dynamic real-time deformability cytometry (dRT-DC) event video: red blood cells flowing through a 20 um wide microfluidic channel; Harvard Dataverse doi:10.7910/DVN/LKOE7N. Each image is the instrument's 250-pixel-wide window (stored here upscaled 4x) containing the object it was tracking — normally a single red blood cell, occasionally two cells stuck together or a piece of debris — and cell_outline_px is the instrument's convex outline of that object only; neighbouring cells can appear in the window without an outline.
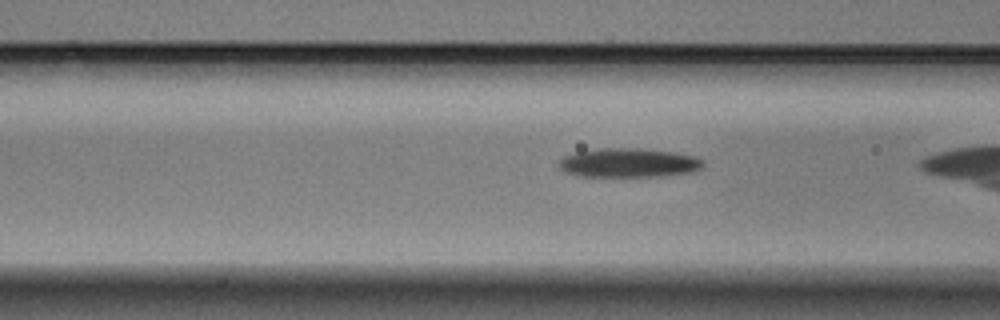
{"species": "Egyptian fruit bat (a non-hibernating species)", "species_latin": "Rousettus aegyptiacus", "temperature_condition": "warm", "stored_images_in_passage": 42, "camera_frame_rate_fps": 3000, "um_per_image_px": 0.085, "animal": {"sex": "male"}, "frame": {"image": 1, "passage_image": 19, "time_ms": 6.0, "image_size_px": [1000, 320], "cell_outline_px": [[704, 168], [696, 172], [660, 176], [580, 176], [564, 172], [556, 164], [564, 156], [576, 152], [600, 148], [640, 148], [672, 152], [696, 156], [704, 160]], "centroid_in_image_um": [53.47, 13.84], "position_along_channel_um": 113.1, "area_um2": 24.74}}
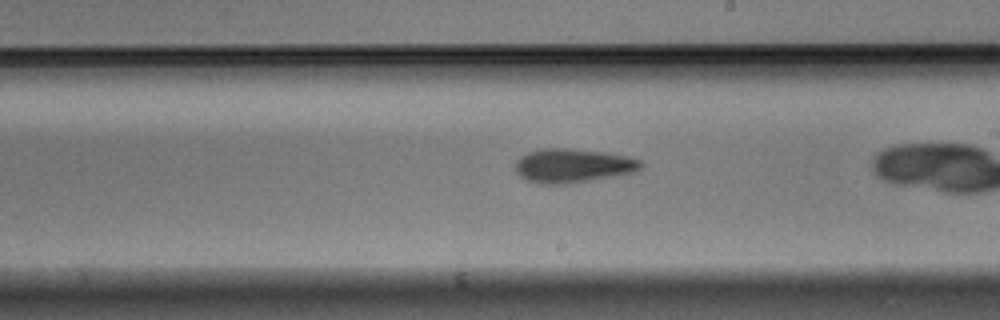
{"frame": {"image": 2, "passage_image": 30, "time_ms": 9.667, "image_size_px": [1000, 320], "cell_outline_px": [[644, 168], [632, 172], [612, 176], [588, 180], [560, 184], [544, 184], [528, 180], [520, 176], [516, 172], [516, 160], [520, 156], [528, 152], [540, 148], [568, 148], [604, 152], [628, 156], [640, 160], [644, 164]], "centroid_in_image_um": [48.69, 14.06], "position_along_channel_um": 240.3, "area_um2": 24.68}}